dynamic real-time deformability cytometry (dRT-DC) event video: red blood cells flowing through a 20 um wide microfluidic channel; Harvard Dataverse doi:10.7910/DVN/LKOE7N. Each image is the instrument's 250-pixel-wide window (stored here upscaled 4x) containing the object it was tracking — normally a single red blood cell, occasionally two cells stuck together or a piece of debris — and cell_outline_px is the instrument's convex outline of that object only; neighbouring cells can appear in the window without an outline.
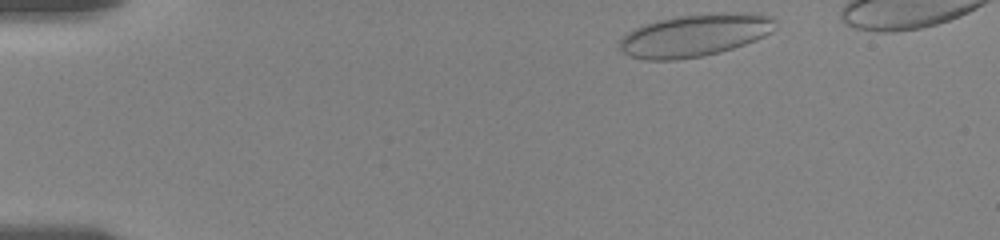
{"species": "human", "species_latin": "Homo sapiens", "temperature_condition": "room temperature", "stored_images_in_passage": 45, "camera_frame_rate_fps": 3000, "um_per_image_px": 0.085, "donor": {"sex": "female"}, "frame": {"image": 1, "passage_image": 1, "time_ms": 0.0, "image_size_px": [1000, 240], "cell_outline_px": [[776, 28], [772, 32], [756, 40], [720, 52], [700, 56], [676, 60], [644, 60], [628, 56], [620, 48], [620, 40], [628, 32], [644, 24], [656, 20], [676, 16], [712, 12], [760, 12], [772, 16], [776, 20]], "centroid_in_image_um": [59.12, 2.97], "position_along_channel_um": 25.9, "area_um2": 39.07}}
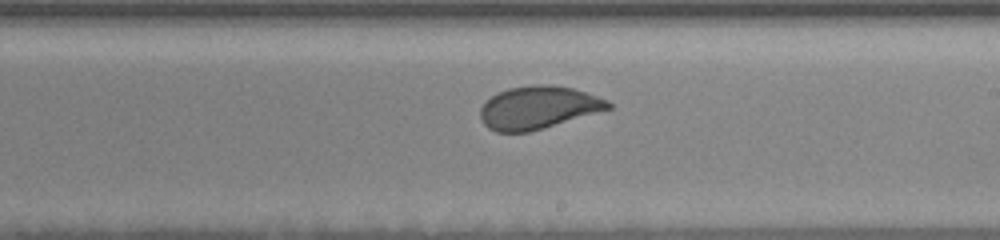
{"frame": {"image": 2, "passage_image": 26, "time_ms": 8.333, "image_size_px": [1000, 240], "cell_outline_px": [[612, 108], [528, 132], [496, 132], [488, 128], [480, 120], [480, 108], [484, 100], [508, 88], [532, 84], [552, 84], [572, 88], [608, 100], [612, 104]], "centroid_in_image_um": [45.7, 9.13], "position_along_channel_um": 243.3, "area_um2": 31.85}}
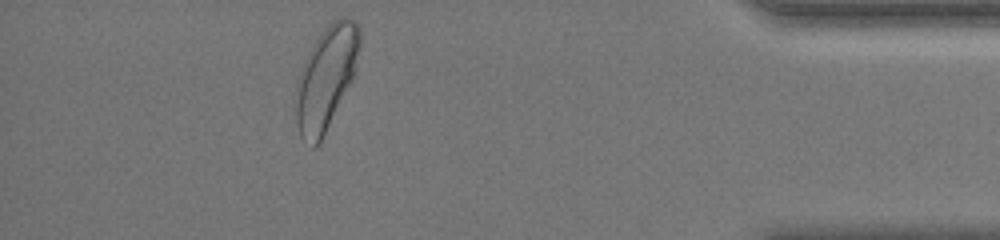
{"frame": {"image": 3, "passage_image": 43, "time_ms": 14.0, "image_size_px": [1000, 240], "cell_outline_px": [[360, 44], [356, 68], [320, 144], [312, 148], [300, 136], [296, 124], [296, 84], [300, 72], [308, 52], [312, 44], [324, 28], [332, 20], [344, 16], [352, 20], [356, 24], [360, 32]], "centroid_in_image_um": [27.69, 6.63], "position_along_channel_um": 407.5, "area_um2": 37.92}}